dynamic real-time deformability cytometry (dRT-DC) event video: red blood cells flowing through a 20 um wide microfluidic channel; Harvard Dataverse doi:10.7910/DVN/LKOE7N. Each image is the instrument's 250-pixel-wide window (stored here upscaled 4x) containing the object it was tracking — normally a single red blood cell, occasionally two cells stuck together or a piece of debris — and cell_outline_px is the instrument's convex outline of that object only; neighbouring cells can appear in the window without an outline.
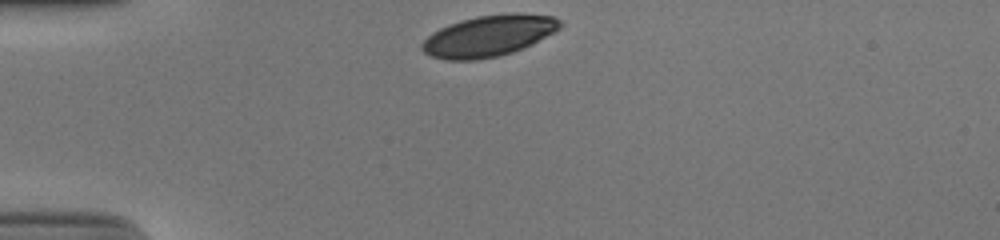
{"species": "human", "species_latin": "Homo sapiens", "temperature_condition": "cold", "stored_images_in_passage": 31, "camera_frame_rate_fps": 3000, "um_per_image_px": 0.085, "donor": {"sex": "male"}, "frame": {"image": 1, "passage_image": 1, "time_ms": 0.0, "image_size_px": [1000, 240], "cell_outline_px": [[564, 24], [556, 32], [524, 48], [500, 56], [476, 60], [444, 60], [432, 56], [424, 52], [420, 48], [420, 44], [432, 32], [448, 24], [460, 20], [476, 16], [512, 12], [516, 12], [552, 16], [560, 20]], "centroid_in_image_um": [41.56, 3.04], "position_along_channel_um": 43.4, "area_um2": 33.58}}
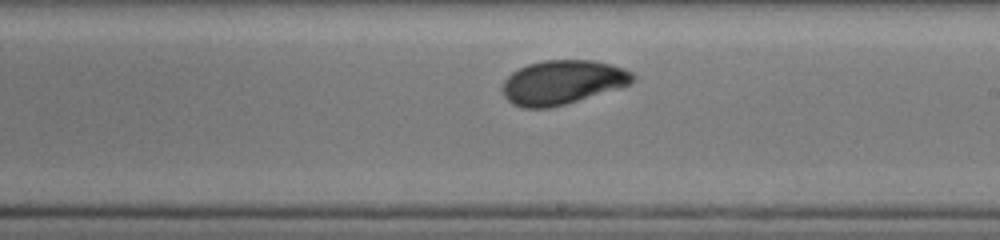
{"frame": {"image": 2, "passage_image": 19, "time_ms": 6.0, "image_size_px": [1000, 240], "cell_outline_px": [[636, 80], [620, 88], [564, 104], [548, 108], [524, 108], [512, 104], [504, 96], [500, 88], [504, 80], [512, 72], [528, 64], [544, 60], [592, 60], [612, 64], [624, 68], [632, 72], [636, 76]], "centroid_in_image_um": [47.8, 6.99], "position_along_channel_um": 241.2, "area_um2": 33.64}}
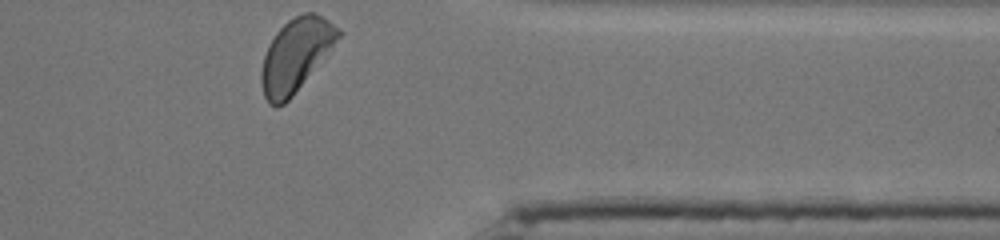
{"frame": {"image": 3, "passage_image": 31, "time_ms": 10.0, "image_size_px": [1000, 240], "cell_outline_px": [[344, 32], [292, 96], [284, 104], [276, 108], [268, 104], [264, 96], [260, 84], [260, 72], [264, 56], [268, 44], [276, 32], [288, 20], [304, 12], [312, 12], [324, 16], [340, 28]], "centroid_in_image_um": [25.12, 4.68], "position_along_channel_um": 386.3, "area_um2": 32.66}, "authors_computed_cell_mechanics": {"area_um2": 33.5818, "velocity_mm_per_s": 3.8683, "shape_relaxation_time_tau1_ms": 1.836, "shape_relaxation_time_tau2_ms": 1.3784, "deformation_change_tau1": 0.1105, "deformation_change_tau2": 0.0385}}